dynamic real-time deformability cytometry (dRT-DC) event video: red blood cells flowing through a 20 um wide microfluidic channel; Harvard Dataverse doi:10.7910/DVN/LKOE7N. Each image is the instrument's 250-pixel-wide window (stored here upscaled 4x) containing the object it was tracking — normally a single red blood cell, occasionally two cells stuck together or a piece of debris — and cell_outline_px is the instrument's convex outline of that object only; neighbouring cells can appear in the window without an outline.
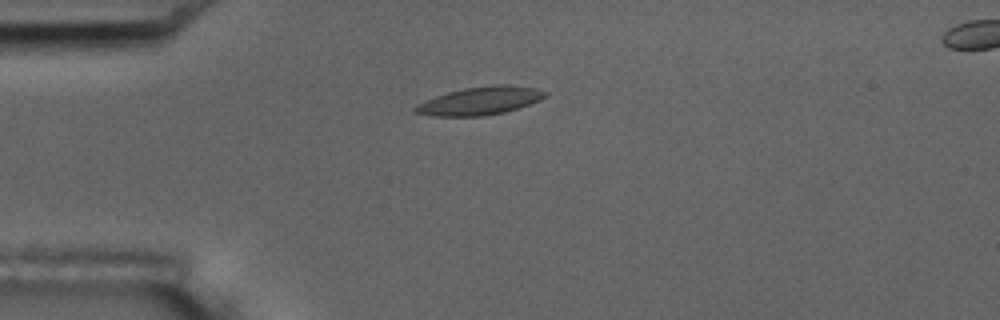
{"species": "common noctule bat (a hibernating species)", "species_latin": "Nyctalus noctula", "temperature_condition": "room temperature", "stored_images_in_passage": 3, "camera_frame_rate_fps": 3000, "um_per_image_px": 0.085, "animal": {"sex": "male", "body_mass_g": 17.5, "forearm_length_mm": 52.3}, "frame": {"image": 1, "passage_image": 1, "time_ms": 0.0, "image_size_px": [1000, 320], "cell_outline_px": [[548, 96], [540, 100], [504, 112], [484, 116], [432, 116], [412, 112], [412, 108], [416, 104], [436, 96], [448, 92], [464, 88], [496, 84], [508, 84], [536, 88], [548, 92]], "centroid_in_image_um": [40.79, 8.57], "position_along_channel_um": 44.2, "area_um2": 21.33}}